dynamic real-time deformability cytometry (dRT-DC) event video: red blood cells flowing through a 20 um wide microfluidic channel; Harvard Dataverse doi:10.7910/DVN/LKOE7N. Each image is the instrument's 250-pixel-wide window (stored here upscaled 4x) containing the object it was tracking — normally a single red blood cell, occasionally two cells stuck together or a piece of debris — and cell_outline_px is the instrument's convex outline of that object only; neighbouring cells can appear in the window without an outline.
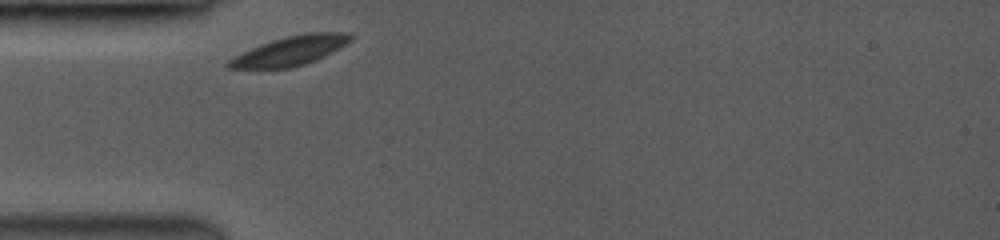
{"species": "common noctule bat (a hibernating species)", "species_latin": "Nyctalus noctula", "temperature_condition": "room temperature", "stored_images_in_passage": 21, "camera_frame_rate_fps": 3500, "um_per_image_px": 0.085, "animal": {"sex": "female", "body_mass_g": 19.0, "forearm_length_mm": 53.3}, "frame": {"image": 1, "passage_image": 1, "time_ms": 0.0, "image_size_px": [1000, 240], "cell_outline_px": [[352, 40], [340, 48], [316, 60], [304, 64], [288, 68], [228, 68], [224, 64], [228, 60], [260, 44], [272, 40], [304, 32], [348, 32], [352, 36]], "centroid_in_image_um": [24.7, 4.3], "position_along_channel_um": 60.3, "area_um2": 20.63}}
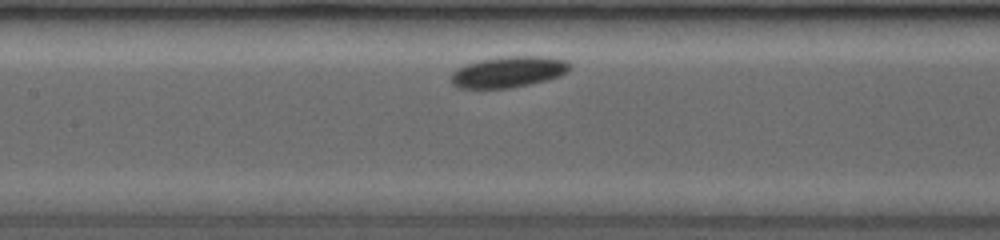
{"frame": {"image": 2, "passage_image": 12, "time_ms": 2.857, "image_size_px": [1000, 240], "cell_outline_px": [[572, 68], [568, 72], [560, 76], [528, 84], [508, 88], [460, 88], [452, 84], [452, 72], [456, 68], [464, 64], [480, 60], [500, 56], [544, 56], [568, 60], [572, 64]], "centroid_in_image_um": [43.25, 6.09], "position_along_channel_um": 164.2, "area_um2": 21.68}}
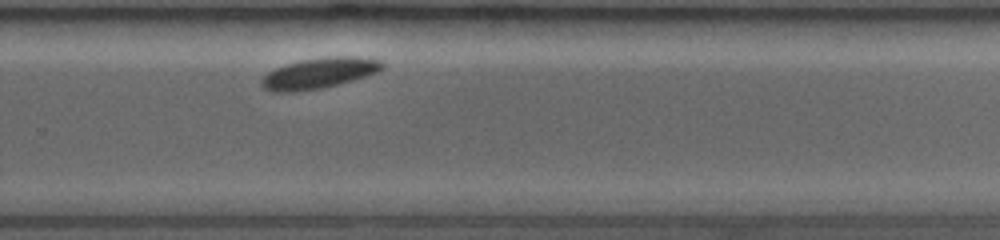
{"frame": {"image": 3, "passage_image": 21, "time_ms": 6.571, "image_size_px": [1000, 240], "cell_outline_px": [[384, 64], [376, 72], [364, 76], [336, 84], [316, 88], [288, 92], [272, 92], [264, 88], [260, 84], [260, 80], [268, 72], [276, 68], [288, 64], [304, 60], [332, 56], [352, 56], [376, 60]], "centroid_in_image_um": [27.04, 6.22], "position_along_channel_um": 302.8, "area_um2": 20.69}}